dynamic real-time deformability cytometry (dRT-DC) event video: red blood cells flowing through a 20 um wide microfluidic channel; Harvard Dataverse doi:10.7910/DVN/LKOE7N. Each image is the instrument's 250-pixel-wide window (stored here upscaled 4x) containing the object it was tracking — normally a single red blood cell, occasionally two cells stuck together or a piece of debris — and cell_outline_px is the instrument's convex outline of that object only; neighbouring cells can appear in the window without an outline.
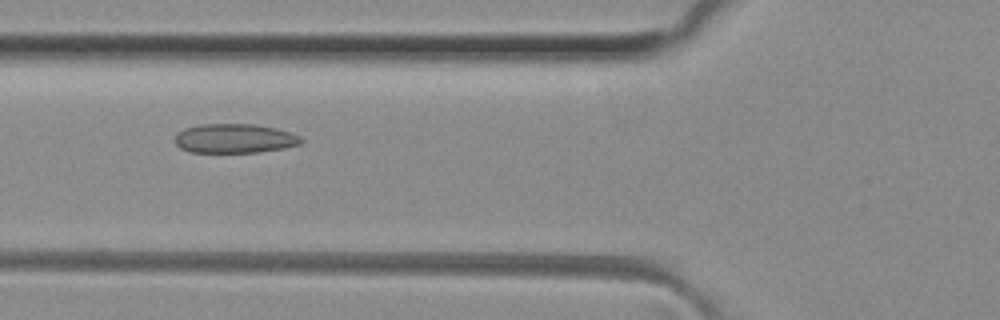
{"species": "common noctule bat (a hibernating species)", "species_latin": "Nyctalus noctula", "temperature_condition": "room temperature", "stored_images_in_passage": 50, "camera_frame_rate_fps": 3000, "um_per_image_px": 0.085, "animal": {"sex": "female", "body_mass_g": 29.2, "forearm_length_mm": 56.3}, "frame": {"image": 1, "passage_image": 19, "time_ms": 6.0, "image_size_px": [1000, 320], "cell_outline_px": [[304, 140], [300, 144], [284, 148], [256, 152], [188, 152], [180, 148], [172, 140], [176, 132], [184, 128], [200, 124], [256, 124], [276, 128], [300, 136]], "centroid_in_image_um": [19.88, 11.76], "position_along_channel_um": 105.9, "area_um2": 21.73}}
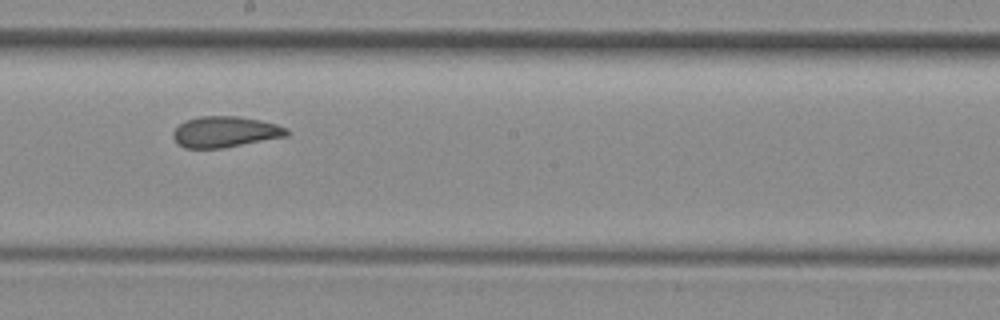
{"frame": {"image": 2, "passage_image": 28, "time_ms": 9.0, "image_size_px": [1000, 320], "cell_outline_px": [[288, 136], [224, 148], [184, 148], [172, 136], [172, 132], [180, 124], [188, 120], [200, 116], [236, 116], [260, 120], [276, 124], [288, 128]], "centroid_in_image_um": [19.16, 11.21], "position_along_channel_um": 229.0, "area_um2": 20.4}}
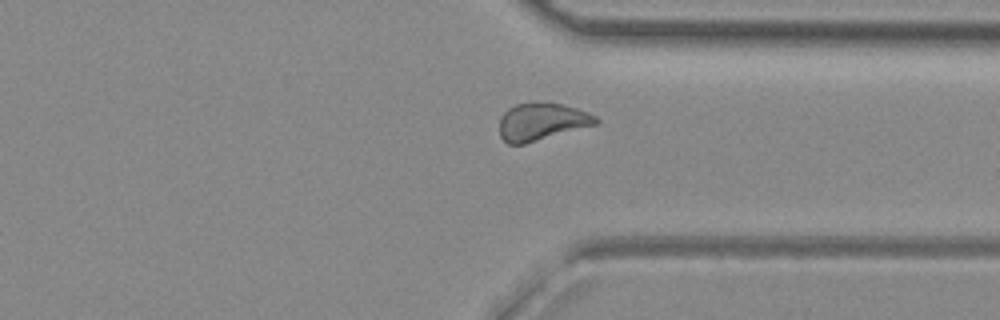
{"frame": {"image": 3, "passage_image": 38, "time_ms": 12.333, "image_size_px": [1000, 320], "cell_outline_px": [[600, 120], [596, 124], [524, 144], [508, 144], [500, 136], [500, 116], [508, 108], [516, 104], [564, 104], [588, 112], [596, 116]], "centroid_in_image_um": [46.04, 10.36], "position_along_channel_um": 365.4, "area_um2": 20.58}, "authors_computed_cell_mechanics": {"area_um2": 21.5594, "velocity_mm_per_s": 4.104, "shape_relaxation_time_tau1_ms": null, "shape_relaxation_time_tau2_ms": 2.078, "deformation_change_tau1": null, "deformation_change_tau2": 0.0848}}